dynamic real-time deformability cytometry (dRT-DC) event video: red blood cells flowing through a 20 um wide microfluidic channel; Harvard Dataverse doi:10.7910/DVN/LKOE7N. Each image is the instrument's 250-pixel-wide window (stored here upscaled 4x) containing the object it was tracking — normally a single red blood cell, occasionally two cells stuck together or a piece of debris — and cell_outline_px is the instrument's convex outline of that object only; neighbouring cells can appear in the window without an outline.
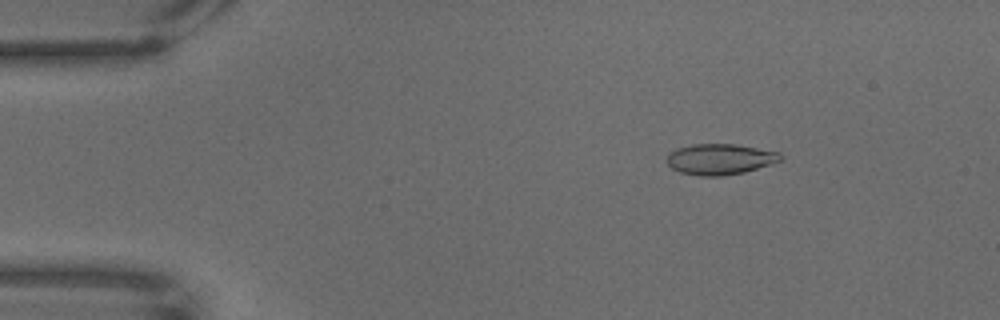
{"species": "common noctule bat (a hibernating species)", "species_latin": "Nyctalus noctula", "temperature_condition": "warm", "stored_images_in_passage": 67, "camera_frame_rate_fps": 3000, "um_per_image_px": 0.085, "animal": {"sex": "male", "body_mass_g": 18.8}, "frame": {"image": 1, "passage_image": 10, "time_ms": 3.0, "image_size_px": [1000, 320], "cell_outline_px": [[784, 160], [772, 164], [744, 172], [720, 176], [700, 176], [680, 172], [672, 168], [668, 164], [668, 152], [676, 148], [692, 144], [736, 144], [780, 152], [784, 156]], "centroid_in_image_um": [61.24, 13.52], "position_along_channel_um": 23.8, "area_um2": 20.58}}
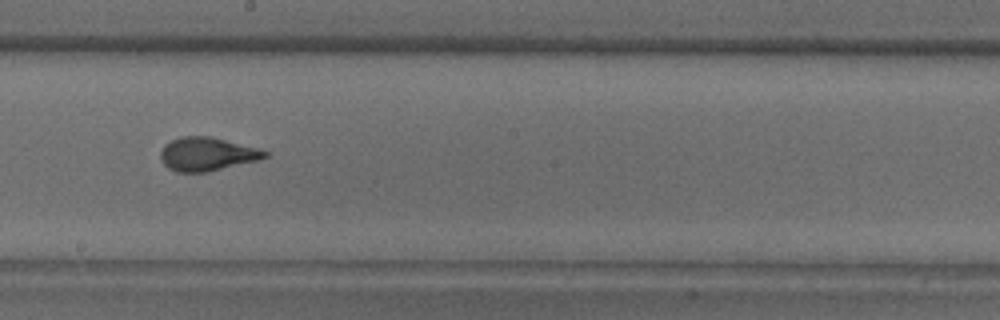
{"frame": {"image": 2, "passage_image": 38, "time_ms": 12.333, "image_size_px": [1000, 320], "cell_outline_px": [[268, 156], [256, 160], [204, 172], [176, 172], [168, 168], [164, 164], [160, 156], [160, 152], [164, 144], [180, 136], [212, 136], [260, 148], [268, 152]], "centroid_in_image_um": [17.57, 13.07], "position_along_channel_um": 230.6, "area_um2": 20.29}}
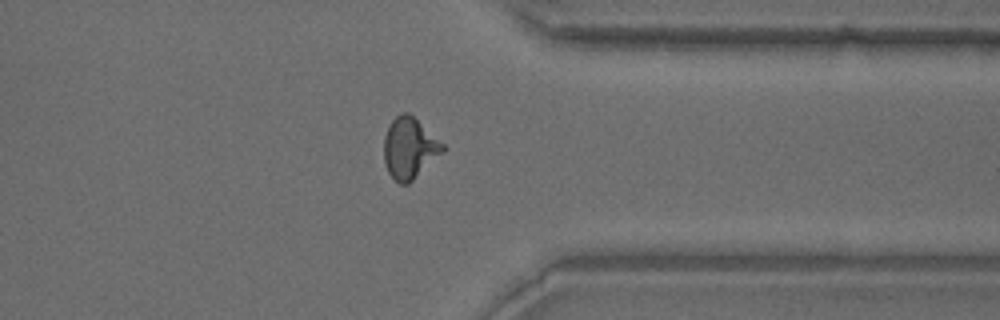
{"frame": {"image": 3, "passage_image": 53, "time_ms": 17.333, "image_size_px": [1000, 320], "cell_outline_px": [[448, 148], [444, 152], [408, 184], [400, 184], [388, 172], [384, 160], [384, 136], [388, 124], [400, 112], [408, 112], [444, 144]], "centroid_in_image_um": [34.81, 12.58], "position_along_channel_um": 376.6, "area_um2": 20.92}}